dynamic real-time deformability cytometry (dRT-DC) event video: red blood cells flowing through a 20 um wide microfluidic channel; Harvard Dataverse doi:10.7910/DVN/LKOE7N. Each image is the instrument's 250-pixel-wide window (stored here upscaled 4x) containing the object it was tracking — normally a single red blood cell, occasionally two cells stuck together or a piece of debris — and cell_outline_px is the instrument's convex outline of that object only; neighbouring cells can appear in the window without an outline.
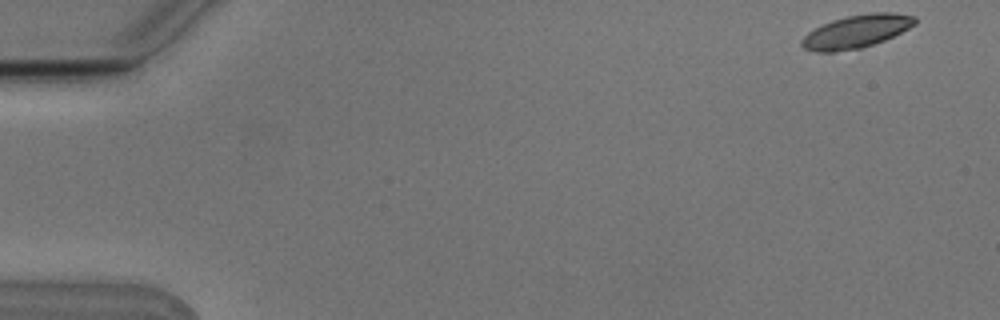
{"species": "Egyptian fruit bat (a non-hibernating species)", "species_latin": "Rousettus aegyptiacus", "temperature_condition": "cold", "stored_images_in_passage": 4, "camera_frame_rate_fps": 3000, "um_per_image_px": 0.085, "animal": {"sex": "male"}, "frame": {"image": 1, "passage_image": 1, "time_ms": 0.0, "image_size_px": [1000, 320], "cell_outline_px": [[916, 24], [884, 40], [860, 48], [832, 52], [816, 52], [804, 48], [800, 44], [800, 40], [808, 32], [832, 20], [848, 16], [872, 12], [892, 12], [916, 16]], "centroid_in_image_um": [72.78, 2.67], "position_along_channel_um": 12.2, "area_um2": 21.56}}
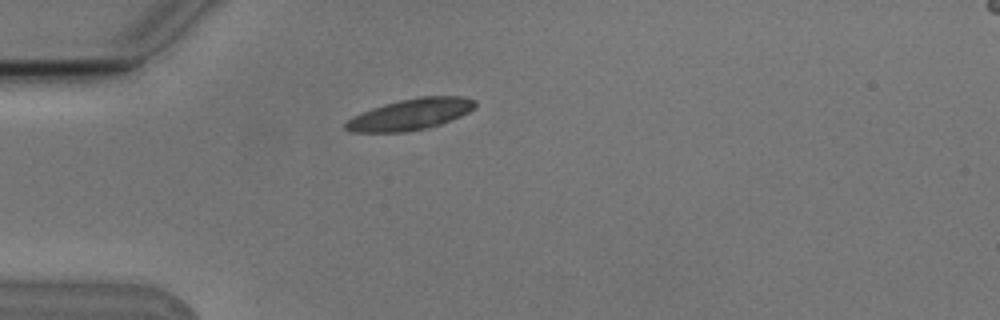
{"frame": {"image": 2, "passage_image": 4, "time_ms": 1.0, "image_size_px": [1000, 320], "cell_outline_px": [[476, 104], [468, 112], [460, 116], [440, 124], [424, 128], [404, 132], [352, 132], [344, 128], [344, 124], [352, 116], [360, 112], [384, 104], [400, 100], [420, 96], [464, 96], [476, 100]], "centroid_in_image_um": [34.86, 9.71], "position_along_channel_um": 50.1, "area_um2": 23.41}}